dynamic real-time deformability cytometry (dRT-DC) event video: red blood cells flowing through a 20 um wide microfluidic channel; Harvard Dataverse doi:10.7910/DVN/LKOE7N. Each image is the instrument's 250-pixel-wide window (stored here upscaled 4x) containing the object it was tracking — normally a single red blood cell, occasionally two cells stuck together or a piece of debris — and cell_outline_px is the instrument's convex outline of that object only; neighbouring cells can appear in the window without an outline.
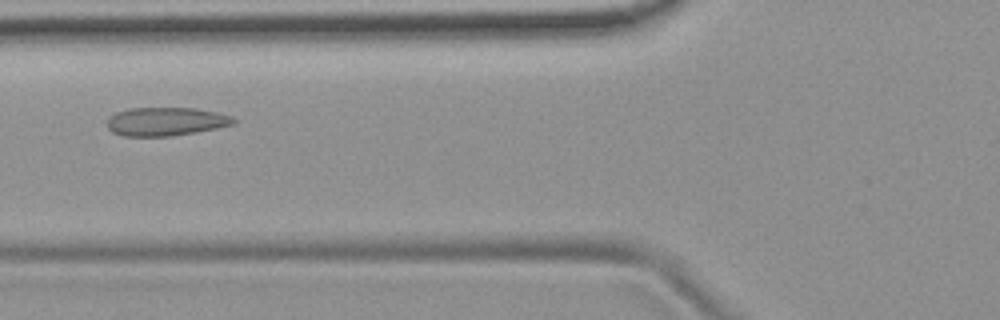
{"species": "common noctule bat (a hibernating species)", "species_latin": "Nyctalus noctula", "temperature_condition": "room temperature", "stored_images_in_passage": 7, "camera_frame_rate_fps": 3000, "um_per_image_px": 0.085, "animal": {"sex": "female", "body_mass_g": 19.9}, "frame": {"image": 1, "passage_image": 5, "time_ms": 4.667, "image_size_px": [1000, 320], "cell_outline_px": [[236, 124], [196, 132], [172, 136], [124, 136], [112, 132], [108, 128], [108, 120], [116, 112], [128, 108], [196, 108], [216, 112], [232, 116], [236, 120]], "centroid_in_image_um": [14.12, 10.33], "position_along_channel_um": 111.7, "area_um2": 20.98}}
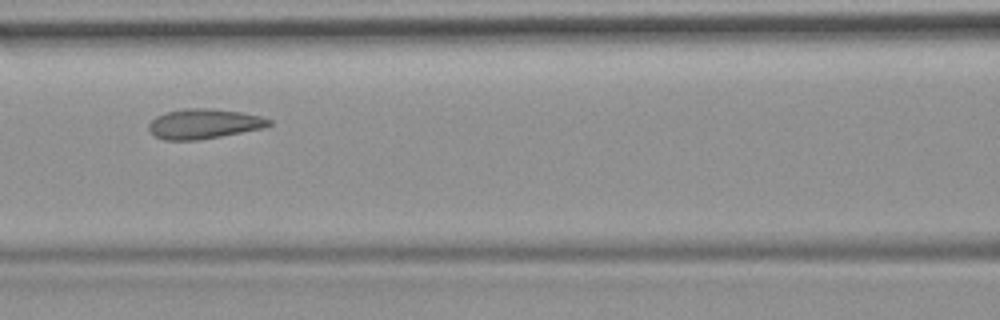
{"frame": {"image": 2, "passage_image": 6, "time_ms": 5.667, "image_size_px": [1000, 320], "cell_outline_px": [[272, 124], [264, 128], [220, 136], [196, 140], [164, 140], [156, 136], [148, 128], [148, 124], [156, 116], [168, 112], [184, 108], [208, 108], [240, 112], [260, 116], [272, 120]], "centroid_in_image_um": [17.34, 10.52], "position_along_channel_um": 149.3, "area_um2": 20.75}}
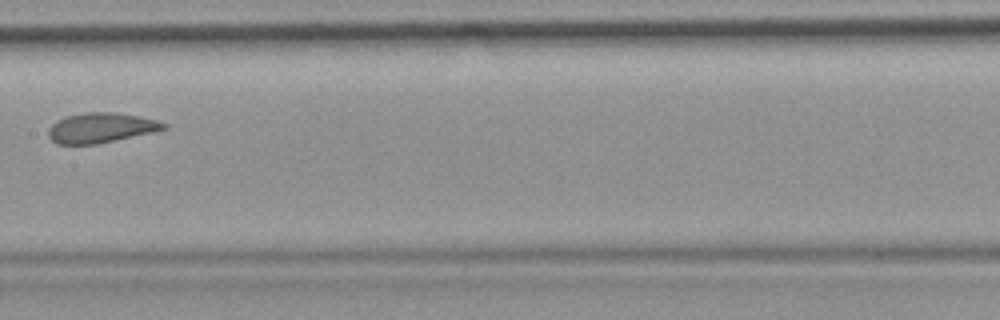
{"frame": {"image": 3, "passage_image": 7, "time_ms": 7.0, "image_size_px": [1000, 320], "cell_outline_px": [[168, 128], [152, 132], [96, 144], [56, 144], [48, 136], [48, 128], [56, 120], [64, 116], [88, 112], [112, 112], [136, 116], [156, 120], [168, 124]], "centroid_in_image_um": [8.53, 10.86], "position_along_channel_um": 198.9, "area_um2": 20.0}}